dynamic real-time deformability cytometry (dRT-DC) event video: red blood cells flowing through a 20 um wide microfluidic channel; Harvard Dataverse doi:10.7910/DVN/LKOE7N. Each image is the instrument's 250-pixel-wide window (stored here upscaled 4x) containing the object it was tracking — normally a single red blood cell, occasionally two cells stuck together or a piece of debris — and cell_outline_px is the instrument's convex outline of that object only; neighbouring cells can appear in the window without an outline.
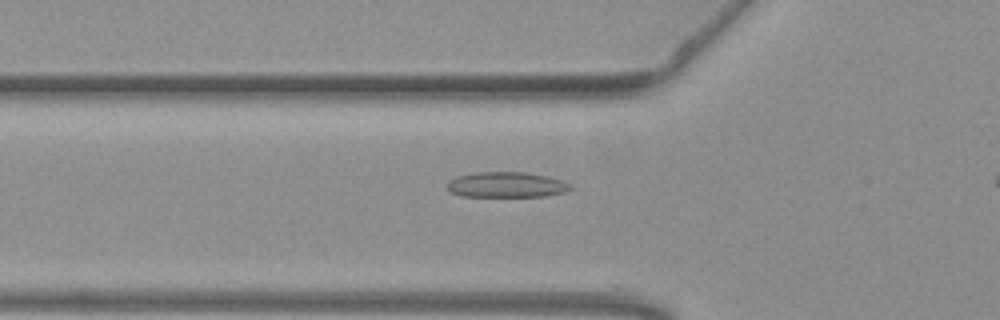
{"species": "common noctule bat (a hibernating species)", "species_latin": "Nyctalus noctula", "temperature_condition": "warm", "stored_images_in_passage": 22, "camera_frame_rate_fps": 3000, "um_per_image_px": 0.085, "animal": {"sex": "female", "body_mass_g": 19.3, "forearm_length_mm": 54.1}, "frame": {"image": 1, "passage_image": 2, "time_ms": 0.333, "image_size_px": [1000, 320], "cell_outline_px": [[572, 188], [564, 192], [544, 196], [460, 196], [452, 192], [448, 188], [448, 180], [456, 176], [476, 172], [528, 172], [548, 176], [572, 184]], "centroid_in_image_um": [43.05, 15.69], "position_along_channel_um": 82.7, "area_um2": 18.26}}
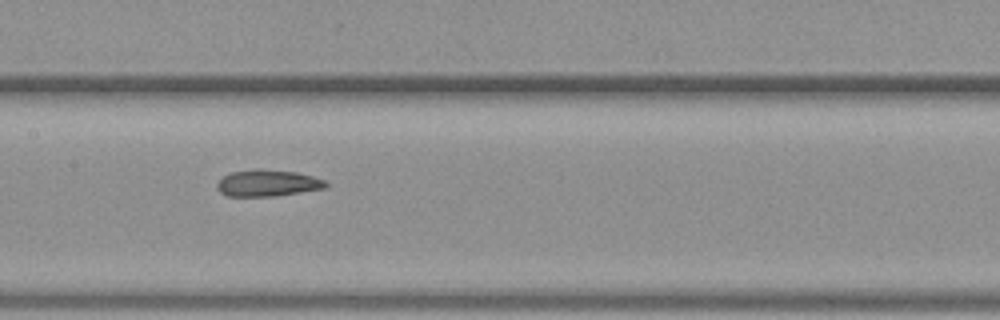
{"frame": {"image": 2, "passage_image": 10, "time_ms": 3.0, "image_size_px": [1000, 320], "cell_outline_px": [[328, 184], [324, 188], [272, 196], [228, 196], [220, 192], [216, 188], [216, 184], [224, 176], [232, 172], [256, 168], [296, 172], [328, 180]], "centroid_in_image_um": [22.74, 15.55], "position_along_channel_um": 184.7, "area_um2": 16.76}}
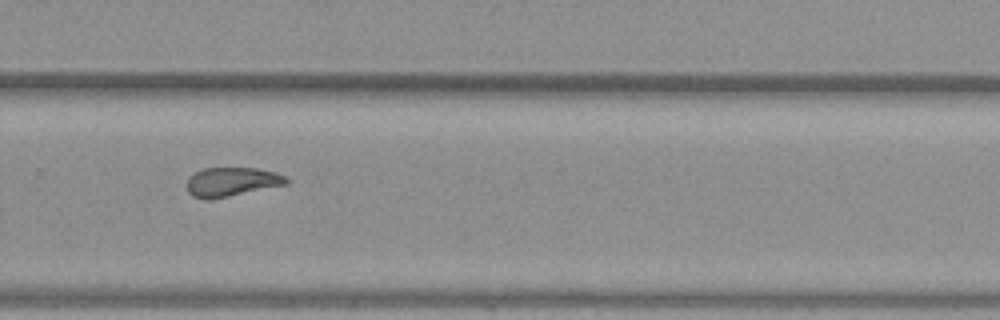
{"frame": {"image": 3, "passage_image": 20, "time_ms": 6.333, "image_size_px": [1000, 320], "cell_outline_px": [[288, 184], [208, 200], [204, 200], [192, 196], [188, 192], [188, 180], [196, 172], [204, 168], [256, 168], [276, 172], [284, 176], [288, 180]], "centroid_in_image_um": [19.7, 15.46], "position_along_channel_um": 310.1, "area_um2": 16.65}}